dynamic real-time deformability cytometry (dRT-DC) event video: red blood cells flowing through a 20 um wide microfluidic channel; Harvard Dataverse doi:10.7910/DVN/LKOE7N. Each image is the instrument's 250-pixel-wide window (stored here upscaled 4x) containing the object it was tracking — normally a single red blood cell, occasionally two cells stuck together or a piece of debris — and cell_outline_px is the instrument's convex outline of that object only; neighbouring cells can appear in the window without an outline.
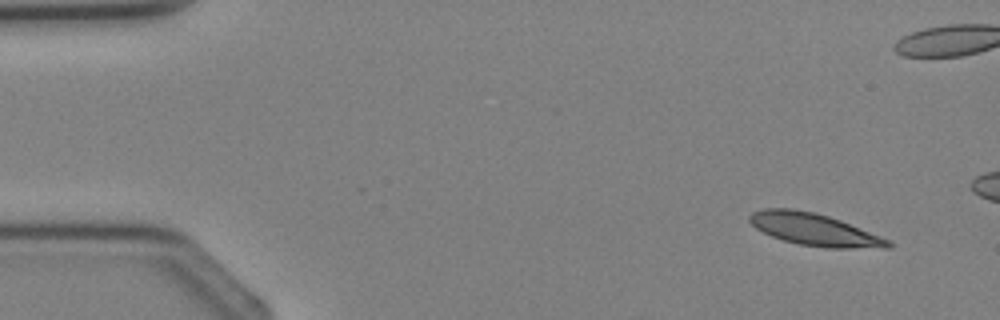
{"species": "Egyptian fruit bat (a non-hibernating species)", "species_latin": "Rousettus aegyptiacus", "temperature_condition": "cold", "stored_images_in_passage": 3, "camera_frame_rate_fps": 3000, "um_per_image_px": 0.085, "animal": {"sex": "female"}, "frame": {"image": 1, "passage_image": 1, "time_ms": 0.0, "image_size_px": [1000, 320], "cell_outline_px": [[892, 248], [828, 248], [800, 244], [784, 240], [772, 236], [756, 228], [748, 220], [748, 216], [752, 212], [764, 208], [792, 208], [816, 212], [840, 220], [880, 236], [888, 240], [892, 244]], "centroid_in_image_um": [69.2, 19.5], "position_along_channel_um": 15.8, "area_um2": 25.84}}